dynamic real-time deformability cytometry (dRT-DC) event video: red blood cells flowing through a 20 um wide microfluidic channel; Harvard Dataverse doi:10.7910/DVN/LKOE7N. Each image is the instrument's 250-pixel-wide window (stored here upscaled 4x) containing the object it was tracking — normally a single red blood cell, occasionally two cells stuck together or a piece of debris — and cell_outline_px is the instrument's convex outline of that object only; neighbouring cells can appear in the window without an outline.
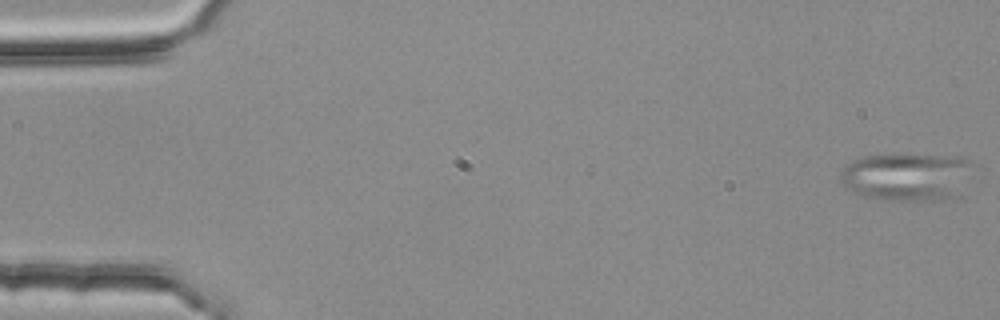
{"species": "common noctule bat (a hibernating species)", "species_latin": "Nyctalus noctula", "temperature_condition": "room temperature", "stored_images_in_passage": 4, "camera_frame_rate_fps": 3000, "um_per_image_px": 0.085, "animal": {"sex": "female", "body_mass_g": 25.1}, "frame": {"image": 1, "passage_image": 1, "time_ms": 0.0, "image_size_px": [1000, 320], "cell_outline_px": [[976, 164], [952, 196], [944, 200], [884, 200], [864, 196], [856, 192], [844, 184], [840, 180], [840, 172], [844, 164], [852, 160], [864, 156], [956, 156], [972, 160]], "centroid_in_image_um": [77.04, 15.02], "position_along_channel_um": 8.0, "area_um2": 36.18}}